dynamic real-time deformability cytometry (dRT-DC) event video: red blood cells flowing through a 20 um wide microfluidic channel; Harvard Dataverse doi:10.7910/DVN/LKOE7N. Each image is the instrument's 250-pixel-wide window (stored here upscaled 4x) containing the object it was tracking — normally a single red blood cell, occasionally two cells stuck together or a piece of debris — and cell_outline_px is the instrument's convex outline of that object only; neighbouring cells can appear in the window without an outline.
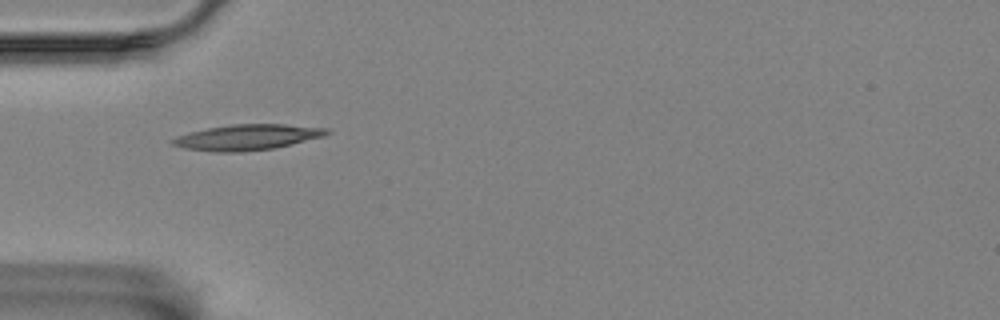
{"species": "Egyptian fruit bat (a non-hibernating species)", "species_latin": "Rousettus aegyptiacus", "temperature_condition": "room temperature", "stored_images_in_passage": 34, "camera_frame_rate_fps": 3000, "um_per_image_px": 0.085, "animal": {"sex": "female"}, "frame": {"image": 1, "passage_image": 2, "time_ms": 0.333, "image_size_px": [1000, 320], "cell_outline_px": [[332, 132], [324, 136], [276, 148], [240, 152], [216, 152], [184, 148], [172, 144], [168, 140], [176, 136], [188, 132], [208, 128], [232, 124], [284, 124], [328, 128]], "centroid_in_image_um": [21.01, 11.66], "position_along_channel_um": 64.0, "area_um2": 23.18}}
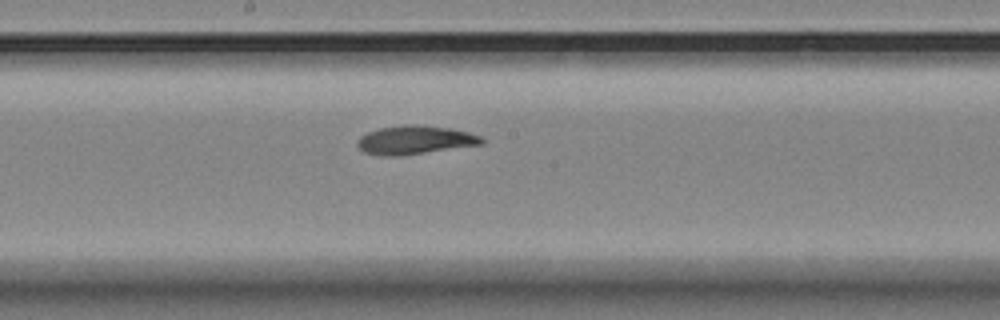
{"frame": {"image": 2, "passage_image": 15, "time_ms": 4.667, "image_size_px": [1000, 320], "cell_outline_px": [[484, 144], [400, 156], [380, 156], [364, 152], [356, 144], [356, 140], [360, 136], [368, 132], [380, 128], [404, 124], [412, 124], [452, 128], [468, 132], [480, 136], [484, 140]], "centroid_in_image_um": [35.25, 11.9], "position_along_channel_um": 212.9, "area_um2": 20.87}}
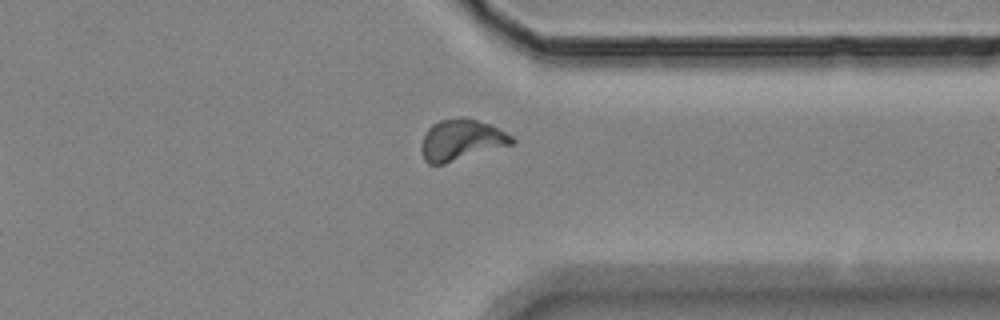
{"frame": {"image": 3, "passage_image": 29, "time_ms": 9.333, "image_size_px": [1000, 320], "cell_outline_px": [[516, 144], [444, 164], [428, 164], [424, 160], [420, 148], [424, 136], [428, 128], [432, 124], [440, 120], [460, 116], [464, 116], [492, 124], [500, 128], [512, 136], [516, 140]], "centroid_in_image_um": [39.25, 11.89], "position_along_channel_um": 372.1, "area_um2": 22.2}, "authors_computed_cell_mechanics": {"area_um2": 20.23, "velocity_mm_per_s": 3.448, "shape_relaxation_time_tau1_ms": null, "shape_relaxation_time_tau2_ms": 5.9102, "deformation_change_tau1": null, "deformation_change_tau2": 0.1062}}